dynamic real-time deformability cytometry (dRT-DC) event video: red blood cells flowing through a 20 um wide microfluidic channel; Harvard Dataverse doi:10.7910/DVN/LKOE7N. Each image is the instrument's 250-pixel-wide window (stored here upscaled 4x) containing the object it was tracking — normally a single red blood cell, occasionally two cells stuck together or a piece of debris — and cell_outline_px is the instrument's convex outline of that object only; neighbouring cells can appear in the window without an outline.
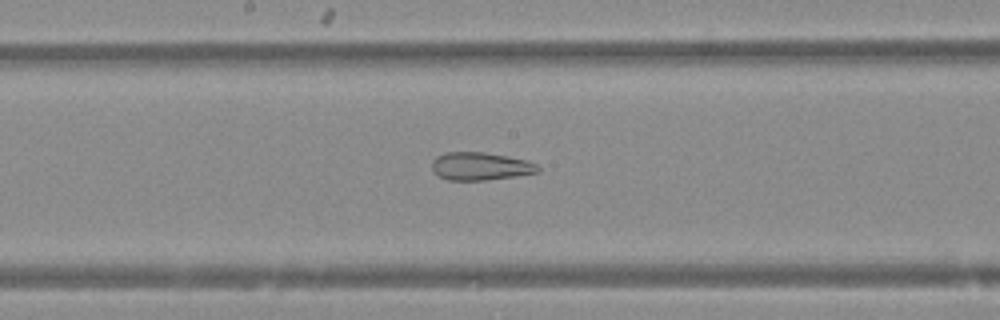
{"species": "Egyptian fruit bat (a non-hibernating species)", "species_latin": "Rousettus aegyptiacus", "temperature_condition": "warm", "stored_images_in_passage": 49, "camera_frame_rate_fps": 3000, "um_per_image_px": 0.085, "animal": {"sex": "female"}, "frame": {"image": 1, "passage_image": 26, "time_ms": 8.333, "image_size_px": [1000, 320], "cell_outline_px": [[540, 172], [516, 176], [484, 180], [448, 180], [432, 172], [432, 160], [436, 156], [444, 152], [484, 152], [508, 156], [528, 160], [536, 164], [540, 168]], "centroid_in_image_um": [40.83, 14.12], "position_along_channel_um": 207.4, "area_um2": 17.4}}
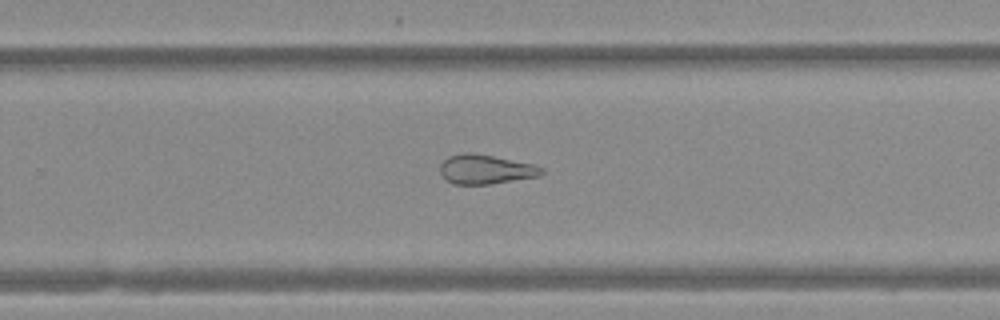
{"frame": {"image": 2, "passage_image": 32, "time_ms": 10.333, "image_size_px": [1000, 320], "cell_outline_px": [[544, 172], [540, 176], [488, 184], [452, 184], [440, 172], [440, 164], [448, 156], [464, 152], [472, 152], [536, 164], [544, 168]], "centroid_in_image_um": [41.3, 14.38], "position_along_channel_um": 288.5, "area_um2": 17.46}}
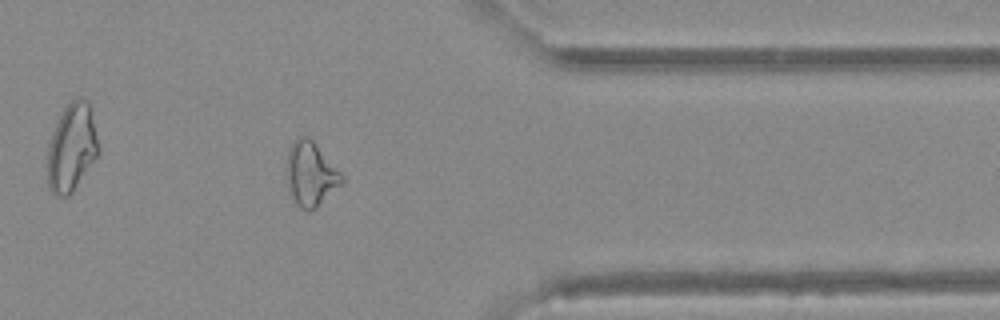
{"frame": {"image": 3, "passage_image": 40, "time_ms": 13.0, "image_size_px": [1000, 320], "cell_outline_px": [[344, 180], [316, 208], [300, 208], [296, 204], [292, 196], [284, 172], [288, 152], [292, 144], [300, 136], [308, 136], [312, 140], [344, 176]], "centroid_in_image_um": [26.37, 14.77], "position_along_channel_um": 385.0, "area_um2": 20.23}}